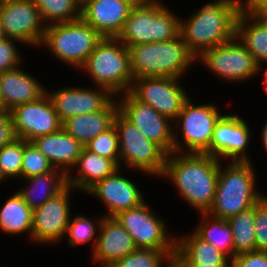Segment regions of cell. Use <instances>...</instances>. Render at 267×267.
Listing matches in <instances>:
<instances>
[{
    "mask_svg": "<svg viewBox=\"0 0 267 267\" xmlns=\"http://www.w3.org/2000/svg\"><path fill=\"white\" fill-rule=\"evenodd\" d=\"M80 70L86 71L96 87L107 88L115 97L132 86L129 49L118 38L103 37Z\"/></svg>",
    "mask_w": 267,
    "mask_h": 267,
    "instance_id": "obj_6",
    "label": "cell"
},
{
    "mask_svg": "<svg viewBox=\"0 0 267 267\" xmlns=\"http://www.w3.org/2000/svg\"><path fill=\"white\" fill-rule=\"evenodd\" d=\"M233 233L234 257L256 251L254 231V206L227 220Z\"/></svg>",
    "mask_w": 267,
    "mask_h": 267,
    "instance_id": "obj_32",
    "label": "cell"
},
{
    "mask_svg": "<svg viewBox=\"0 0 267 267\" xmlns=\"http://www.w3.org/2000/svg\"><path fill=\"white\" fill-rule=\"evenodd\" d=\"M119 112V103L113 99L103 110L70 117L62 122V129L85 147L93 138L110 129Z\"/></svg>",
    "mask_w": 267,
    "mask_h": 267,
    "instance_id": "obj_24",
    "label": "cell"
},
{
    "mask_svg": "<svg viewBox=\"0 0 267 267\" xmlns=\"http://www.w3.org/2000/svg\"><path fill=\"white\" fill-rule=\"evenodd\" d=\"M117 129L120 166L121 162L133 171L149 176L161 177L166 163L167 153L153 141L147 139L140 130L128 121L120 112L114 118Z\"/></svg>",
    "mask_w": 267,
    "mask_h": 267,
    "instance_id": "obj_9",
    "label": "cell"
},
{
    "mask_svg": "<svg viewBox=\"0 0 267 267\" xmlns=\"http://www.w3.org/2000/svg\"><path fill=\"white\" fill-rule=\"evenodd\" d=\"M133 80L142 77L181 78L196 58L181 35L170 40L129 46Z\"/></svg>",
    "mask_w": 267,
    "mask_h": 267,
    "instance_id": "obj_3",
    "label": "cell"
},
{
    "mask_svg": "<svg viewBox=\"0 0 267 267\" xmlns=\"http://www.w3.org/2000/svg\"><path fill=\"white\" fill-rule=\"evenodd\" d=\"M179 80L180 78L169 77L137 78L133 80L129 93L174 122L189 98Z\"/></svg>",
    "mask_w": 267,
    "mask_h": 267,
    "instance_id": "obj_12",
    "label": "cell"
},
{
    "mask_svg": "<svg viewBox=\"0 0 267 267\" xmlns=\"http://www.w3.org/2000/svg\"><path fill=\"white\" fill-rule=\"evenodd\" d=\"M173 267H231V264H216V265H173Z\"/></svg>",
    "mask_w": 267,
    "mask_h": 267,
    "instance_id": "obj_43",
    "label": "cell"
},
{
    "mask_svg": "<svg viewBox=\"0 0 267 267\" xmlns=\"http://www.w3.org/2000/svg\"><path fill=\"white\" fill-rule=\"evenodd\" d=\"M24 140L14 138L10 143L0 148V183L8 178L21 177ZM14 177V178H13Z\"/></svg>",
    "mask_w": 267,
    "mask_h": 267,
    "instance_id": "obj_35",
    "label": "cell"
},
{
    "mask_svg": "<svg viewBox=\"0 0 267 267\" xmlns=\"http://www.w3.org/2000/svg\"><path fill=\"white\" fill-rule=\"evenodd\" d=\"M240 14L267 16V0H238Z\"/></svg>",
    "mask_w": 267,
    "mask_h": 267,
    "instance_id": "obj_41",
    "label": "cell"
},
{
    "mask_svg": "<svg viewBox=\"0 0 267 267\" xmlns=\"http://www.w3.org/2000/svg\"><path fill=\"white\" fill-rule=\"evenodd\" d=\"M15 138L10 112L0 110V148Z\"/></svg>",
    "mask_w": 267,
    "mask_h": 267,
    "instance_id": "obj_42",
    "label": "cell"
},
{
    "mask_svg": "<svg viewBox=\"0 0 267 267\" xmlns=\"http://www.w3.org/2000/svg\"><path fill=\"white\" fill-rule=\"evenodd\" d=\"M73 187L67 186L42 206L33 210L31 240L39 243H58L65 238L70 220V193Z\"/></svg>",
    "mask_w": 267,
    "mask_h": 267,
    "instance_id": "obj_17",
    "label": "cell"
},
{
    "mask_svg": "<svg viewBox=\"0 0 267 267\" xmlns=\"http://www.w3.org/2000/svg\"><path fill=\"white\" fill-rule=\"evenodd\" d=\"M180 20L162 0L137 1L117 38L127 48L170 41L180 35Z\"/></svg>",
    "mask_w": 267,
    "mask_h": 267,
    "instance_id": "obj_5",
    "label": "cell"
},
{
    "mask_svg": "<svg viewBox=\"0 0 267 267\" xmlns=\"http://www.w3.org/2000/svg\"><path fill=\"white\" fill-rule=\"evenodd\" d=\"M20 0H0V5L6 4V3H13Z\"/></svg>",
    "mask_w": 267,
    "mask_h": 267,
    "instance_id": "obj_47",
    "label": "cell"
},
{
    "mask_svg": "<svg viewBox=\"0 0 267 267\" xmlns=\"http://www.w3.org/2000/svg\"><path fill=\"white\" fill-rule=\"evenodd\" d=\"M251 135L245 119L237 114L224 113L215 124L210 147L204 153L220 161L223 158L234 162L251 161L246 153Z\"/></svg>",
    "mask_w": 267,
    "mask_h": 267,
    "instance_id": "obj_14",
    "label": "cell"
},
{
    "mask_svg": "<svg viewBox=\"0 0 267 267\" xmlns=\"http://www.w3.org/2000/svg\"><path fill=\"white\" fill-rule=\"evenodd\" d=\"M261 134H262V136H261L262 137V143H263L264 148L267 152V121H266L264 127L262 128Z\"/></svg>",
    "mask_w": 267,
    "mask_h": 267,
    "instance_id": "obj_44",
    "label": "cell"
},
{
    "mask_svg": "<svg viewBox=\"0 0 267 267\" xmlns=\"http://www.w3.org/2000/svg\"><path fill=\"white\" fill-rule=\"evenodd\" d=\"M85 148L103 158L111 159L120 167V148L117 129L114 125L93 138Z\"/></svg>",
    "mask_w": 267,
    "mask_h": 267,
    "instance_id": "obj_36",
    "label": "cell"
},
{
    "mask_svg": "<svg viewBox=\"0 0 267 267\" xmlns=\"http://www.w3.org/2000/svg\"><path fill=\"white\" fill-rule=\"evenodd\" d=\"M24 179L29 186H24L25 189L21 188L17 193L32 210L42 206L68 186L67 174L61 169Z\"/></svg>",
    "mask_w": 267,
    "mask_h": 267,
    "instance_id": "obj_27",
    "label": "cell"
},
{
    "mask_svg": "<svg viewBox=\"0 0 267 267\" xmlns=\"http://www.w3.org/2000/svg\"><path fill=\"white\" fill-rule=\"evenodd\" d=\"M121 167L111 175L97 182L86 193L101 199L106 207L104 217H115L121 211L138 207L144 203V196L133 180L120 174ZM120 170V171H119Z\"/></svg>",
    "mask_w": 267,
    "mask_h": 267,
    "instance_id": "obj_19",
    "label": "cell"
},
{
    "mask_svg": "<svg viewBox=\"0 0 267 267\" xmlns=\"http://www.w3.org/2000/svg\"><path fill=\"white\" fill-rule=\"evenodd\" d=\"M265 79L263 81V88L265 89L266 93H267V71L264 74Z\"/></svg>",
    "mask_w": 267,
    "mask_h": 267,
    "instance_id": "obj_46",
    "label": "cell"
},
{
    "mask_svg": "<svg viewBox=\"0 0 267 267\" xmlns=\"http://www.w3.org/2000/svg\"><path fill=\"white\" fill-rule=\"evenodd\" d=\"M93 88L65 87L54 92L46 88V94L60 121L63 122L70 117L101 111L115 99L107 88Z\"/></svg>",
    "mask_w": 267,
    "mask_h": 267,
    "instance_id": "obj_18",
    "label": "cell"
},
{
    "mask_svg": "<svg viewBox=\"0 0 267 267\" xmlns=\"http://www.w3.org/2000/svg\"><path fill=\"white\" fill-rule=\"evenodd\" d=\"M238 0H214L180 20V35L197 59L206 50L236 37Z\"/></svg>",
    "mask_w": 267,
    "mask_h": 267,
    "instance_id": "obj_2",
    "label": "cell"
},
{
    "mask_svg": "<svg viewBox=\"0 0 267 267\" xmlns=\"http://www.w3.org/2000/svg\"><path fill=\"white\" fill-rule=\"evenodd\" d=\"M145 201L121 211L114 218L133 238L137 248L176 249V238L167 233L166 222ZM172 236V237H171Z\"/></svg>",
    "mask_w": 267,
    "mask_h": 267,
    "instance_id": "obj_11",
    "label": "cell"
},
{
    "mask_svg": "<svg viewBox=\"0 0 267 267\" xmlns=\"http://www.w3.org/2000/svg\"><path fill=\"white\" fill-rule=\"evenodd\" d=\"M0 23L7 38L34 47L42 44L46 25L33 0L0 5Z\"/></svg>",
    "mask_w": 267,
    "mask_h": 267,
    "instance_id": "obj_16",
    "label": "cell"
},
{
    "mask_svg": "<svg viewBox=\"0 0 267 267\" xmlns=\"http://www.w3.org/2000/svg\"><path fill=\"white\" fill-rule=\"evenodd\" d=\"M43 23L47 26L54 23L71 22L81 18L80 0H33Z\"/></svg>",
    "mask_w": 267,
    "mask_h": 267,
    "instance_id": "obj_31",
    "label": "cell"
},
{
    "mask_svg": "<svg viewBox=\"0 0 267 267\" xmlns=\"http://www.w3.org/2000/svg\"><path fill=\"white\" fill-rule=\"evenodd\" d=\"M202 218L194 228V232L205 241L225 253L231 260L234 258V243L232 229L227 220L201 213Z\"/></svg>",
    "mask_w": 267,
    "mask_h": 267,
    "instance_id": "obj_30",
    "label": "cell"
},
{
    "mask_svg": "<svg viewBox=\"0 0 267 267\" xmlns=\"http://www.w3.org/2000/svg\"><path fill=\"white\" fill-rule=\"evenodd\" d=\"M21 43L18 40L4 38L0 41V73L13 69L21 65L22 54L14 42Z\"/></svg>",
    "mask_w": 267,
    "mask_h": 267,
    "instance_id": "obj_39",
    "label": "cell"
},
{
    "mask_svg": "<svg viewBox=\"0 0 267 267\" xmlns=\"http://www.w3.org/2000/svg\"><path fill=\"white\" fill-rule=\"evenodd\" d=\"M196 60L218 78L231 83L250 80L263 70L237 37L206 50Z\"/></svg>",
    "mask_w": 267,
    "mask_h": 267,
    "instance_id": "obj_10",
    "label": "cell"
},
{
    "mask_svg": "<svg viewBox=\"0 0 267 267\" xmlns=\"http://www.w3.org/2000/svg\"><path fill=\"white\" fill-rule=\"evenodd\" d=\"M231 267H267V252L252 251L236 255Z\"/></svg>",
    "mask_w": 267,
    "mask_h": 267,
    "instance_id": "obj_40",
    "label": "cell"
},
{
    "mask_svg": "<svg viewBox=\"0 0 267 267\" xmlns=\"http://www.w3.org/2000/svg\"><path fill=\"white\" fill-rule=\"evenodd\" d=\"M0 209V231L10 235L32 234L33 210L17 193L6 200Z\"/></svg>",
    "mask_w": 267,
    "mask_h": 267,
    "instance_id": "obj_29",
    "label": "cell"
},
{
    "mask_svg": "<svg viewBox=\"0 0 267 267\" xmlns=\"http://www.w3.org/2000/svg\"><path fill=\"white\" fill-rule=\"evenodd\" d=\"M78 174H67L68 186L86 193L97 182L111 175L119 167L111 160L92 153L85 147L81 150L77 163L72 169Z\"/></svg>",
    "mask_w": 267,
    "mask_h": 267,
    "instance_id": "obj_26",
    "label": "cell"
},
{
    "mask_svg": "<svg viewBox=\"0 0 267 267\" xmlns=\"http://www.w3.org/2000/svg\"><path fill=\"white\" fill-rule=\"evenodd\" d=\"M254 171L251 161H229L224 169L220 161L215 197L207 213L228 220L254 206L264 196L257 192Z\"/></svg>",
    "mask_w": 267,
    "mask_h": 267,
    "instance_id": "obj_4",
    "label": "cell"
},
{
    "mask_svg": "<svg viewBox=\"0 0 267 267\" xmlns=\"http://www.w3.org/2000/svg\"><path fill=\"white\" fill-rule=\"evenodd\" d=\"M236 37L260 67L267 63V16L239 14Z\"/></svg>",
    "mask_w": 267,
    "mask_h": 267,
    "instance_id": "obj_28",
    "label": "cell"
},
{
    "mask_svg": "<svg viewBox=\"0 0 267 267\" xmlns=\"http://www.w3.org/2000/svg\"><path fill=\"white\" fill-rule=\"evenodd\" d=\"M31 142L47 157L54 168L61 169L66 174L72 173L71 169L76 165L83 149V146L63 129L36 137Z\"/></svg>",
    "mask_w": 267,
    "mask_h": 267,
    "instance_id": "obj_23",
    "label": "cell"
},
{
    "mask_svg": "<svg viewBox=\"0 0 267 267\" xmlns=\"http://www.w3.org/2000/svg\"><path fill=\"white\" fill-rule=\"evenodd\" d=\"M102 38L91 25L80 18L47 25L41 45L46 46L58 61L77 70L84 65Z\"/></svg>",
    "mask_w": 267,
    "mask_h": 267,
    "instance_id": "obj_7",
    "label": "cell"
},
{
    "mask_svg": "<svg viewBox=\"0 0 267 267\" xmlns=\"http://www.w3.org/2000/svg\"><path fill=\"white\" fill-rule=\"evenodd\" d=\"M98 232L91 260L102 267L114 265L137 249L131 235L114 217H103Z\"/></svg>",
    "mask_w": 267,
    "mask_h": 267,
    "instance_id": "obj_21",
    "label": "cell"
},
{
    "mask_svg": "<svg viewBox=\"0 0 267 267\" xmlns=\"http://www.w3.org/2000/svg\"><path fill=\"white\" fill-rule=\"evenodd\" d=\"M220 160L205 153L167 154L161 177L172 182L190 207L207 213L214 201Z\"/></svg>",
    "mask_w": 267,
    "mask_h": 267,
    "instance_id": "obj_1",
    "label": "cell"
},
{
    "mask_svg": "<svg viewBox=\"0 0 267 267\" xmlns=\"http://www.w3.org/2000/svg\"><path fill=\"white\" fill-rule=\"evenodd\" d=\"M15 138L31 142L62 129V122L45 93L40 99L18 105L10 111Z\"/></svg>",
    "mask_w": 267,
    "mask_h": 267,
    "instance_id": "obj_15",
    "label": "cell"
},
{
    "mask_svg": "<svg viewBox=\"0 0 267 267\" xmlns=\"http://www.w3.org/2000/svg\"><path fill=\"white\" fill-rule=\"evenodd\" d=\"M120 97L119 112L167 154L174 152V126L170 124L173 121L158 113L150 105L141 103L129 92L120 94Z\"/></svg>",
    "mask_w": 267,
    "mask_h": 267,
    "instance_id": "obj_13",
    "label": "cell"
},
{
    "mask_svg": "<svg viewBox=\"0 0 267 267\" xmlns=\"http://www.w3.org/2000/svg\"><path fill=\"white\" fill-rule=\"evenodd\" d=\"M137 0H83L81 18L102 37L117 38Z\"/></svg>",
    "mask_w": 267,
    "mask_h": 267,
    "instance_id": "obj_20",
    "label": "cell"
},
{
    "mask_svg": "<svg viewBox=\"0 0 267 267\" xmlns=\"http://www.w3.org/2000/svg\"><path fill=\"white\" fill-rule=\"evenodd\" d=\"M4 38H6V36L0 23V41H2Z\"/></svg>",
    "mask_w": 267,
    "mask_h": 267,
    "instance_id": "obj_45",
    "label": "cell"
},
{
    "mask_svg": "<svg viewBox=\"0 0 267 267\" xmlns=\"http://www.w3.org/2000/svg\"><path fill=\"white\" fill-rule=\"evenodd\" d=\"M222 115L215 104L194 105L188 98L173 123L174 152L204 153L210 147L215 124ZM178 132L183 138L181 142Z\"/></svg>",
    "mask_w": 267,
    "mask_h": 267,
    "instance_id": "obj_8",
    "label": "cell"
},
{
    "mask_svg": "<svg viewBox=\"0 0 267 267\" xmlns=\"http://www.w3.org/2000/svg\"><path fill=\"white\" fill-rule=\"evenodd\" d=\"M176 249L137 248L118 260L114 267H173ZM166 266V267H167Z\"/></svg>",
    "mask_w": 267,
    "mask_h": 267,
    "instance_id": "obj_33",
    "label": "cell"
},
{
    "mask_svg": "<svg viewBox=\"0 0 267 267\" xmlns=\"http://www.w3.org/2000/svg\"><path fill=\"white\" fill-rule=\"evenodd\" d=\"M102 216V217H101ZM97 217L96 219H90L87 216L77 215L74 218H70L65 236H67L69 246L77 247L78 245H82L85 243H89L93 241L92 249L94 250L97 243V232L99 231V227L101 221L103 219V215ZM96 235V236H95ZM94 237H96L94 239Z\"/></svg>",
    "mask_w": 267,
    "mask_h": 267,
    "instance_id": "obj_34",
    "label": "cell"
},
{
    "mask_svg": "<svg viewBox=\"0 0 267 267\" xmlns=\"http://www.w3.org/2000/svg\"><path fill=\"white\" fill-rule=\"evenodd\" d=\"M231 264V259L214 245L200 238L194 231L176 238L173 265Z\"/></svg>",
    "mask_w": 267,
    "mask_h": 267,
    "instance_id": "obj_25",
    "label": "cell"
},
{
    "mask_svg": "<svg viewBox=\"0 0 267 267\" xmlns=\"http://www.w3.org/2000/svg\"><path fill=\"white\" fill-rule=\"evenodd\" d=\"M254 231L256 251L267 252V196L254 205Z\"/></svg>",
    "mask_w": 267,
    "mask_h": 267,
    "instance_id": "obj_38",
    "label": "cell"
},
{
    "mask_svg": "<svg viewBox=\"0 0 267 267\" xmlns=\"http://www.w3.org/2000/svg\"><path fill=\"white\" fill-rule=\"evenodd\" d=\"M46 88L28 72L16 68L0 73L1 110L9 112L14 107L40 99Z\"/></svg>",
    "mask_w": 267,
    "mask_h": 267,
    "instance_id": "obj_22",
    "label": "cell"
},
{
    "mask_svg": "<svg viewBox=\"0 0 267 267\" xmlns=\"http://www.w3.org/2000/svg\"><path fill=\"white\" fill-rule=\"evenodd\" d=\"M56 168L32 142L24 140V154L21 167V179L38 176L54 171Z\"/></svg>",
    "mask_w": 267,
    "mask_h": 267,
    "instance_id": "obj_37",
    "label": "cell"
}]
</instances>
